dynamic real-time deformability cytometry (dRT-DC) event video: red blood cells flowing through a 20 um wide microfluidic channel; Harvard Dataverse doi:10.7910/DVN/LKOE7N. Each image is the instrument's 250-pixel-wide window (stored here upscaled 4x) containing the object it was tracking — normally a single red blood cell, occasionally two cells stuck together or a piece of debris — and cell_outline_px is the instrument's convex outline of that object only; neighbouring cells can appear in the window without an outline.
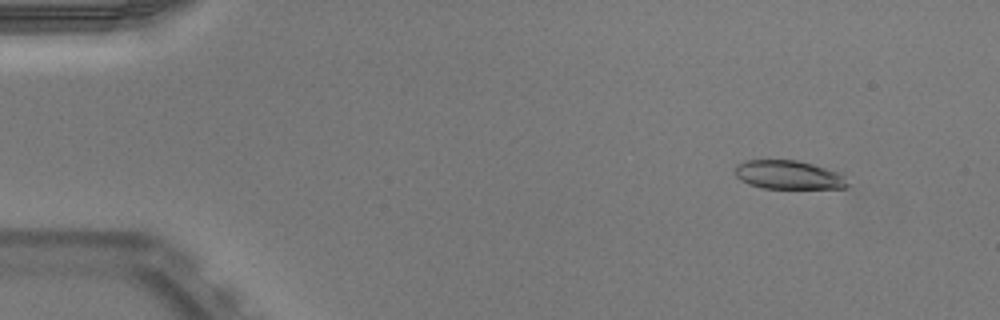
{"species": "Egyptian fruit bat (a non-hibernating species)", "species_latin": "Rousettus aegyptiacus", "temperature_condition": "warm", "stored_images_in_passage": 14, "camera_frame_rate_fps": 3000, "um_per_image_px": 0.085, "animal": {"sex": "male"}, "frame": {"image": 1, "passage_image": 1, "time_ms": 0.0, "image_size_px": [1000, 320], "cell_outline_px": [[848, 188], [760, 188], [748, 184], [740, 180], [736, 176], [736, 164], [744, 160], [796, 160], [844, 172], [848, 184]], "centroid_in_image_um": [67.06, 14.86], "position_along_channel_um": 17.9, "area_um2": 19.13}}
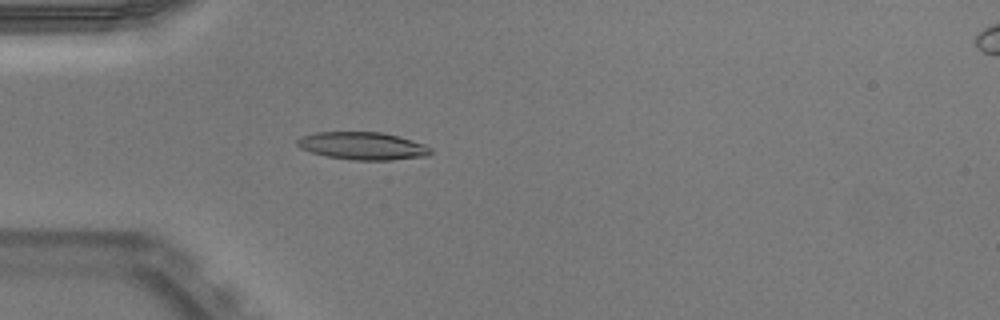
{"frame": {"image": 2, "passage_image": 11, "time_ms": 3.333, "image_size_px": [1000, 320], "cell_outline_px": [[432, 152], [428, 156], [392, 160], [352, 160], [328, 156], [312, 152], [300, 148], [296, 144], [296, 140], [300, 136], [316, 132], [380, 132], [412, 140], [424, 144], [432, 148]], "centroid_in_image_um": [30.83, 12.4], "position_along_channel_um": 54.2, "area_um2": 21.5}}